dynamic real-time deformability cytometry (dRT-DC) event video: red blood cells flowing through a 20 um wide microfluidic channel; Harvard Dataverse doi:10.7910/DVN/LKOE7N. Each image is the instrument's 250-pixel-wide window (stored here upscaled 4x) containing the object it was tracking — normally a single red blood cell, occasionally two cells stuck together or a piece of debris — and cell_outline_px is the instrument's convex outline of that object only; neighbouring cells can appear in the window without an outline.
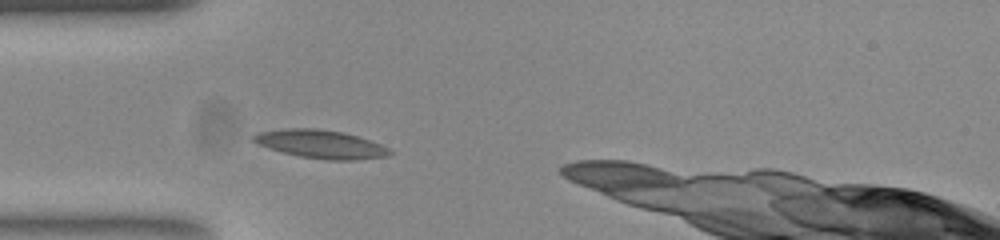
{"species": "common noctule bat (a hibernating species)", "species_latin": "Nyctalus noctula", "temperature_condition": "room temperature", "stored_images_in_passage": 36, "camera_frame_rate_fps": 3000, "um_per_image_px": 0.085, "animal": {"sex": "female", "body_mass_g": 23.0, "forearm_length_mm": 53.4}, "frame": {"image": 1, "passage_image": 1, "time_ms": 0.0, "image_size_px": [1000, 240], "cell_outline_px": [[392, 152], [388, 156], [356, 160], [328, 160], [300, 156], [268, 148], [256, 144], [252, 140], [252, 136], [260, 132], [284, 128], [316, 128], [344, 132], [380, 144], [388, 148]], "centroid_in_image_um": [27.24, 12.25], "position_along_channel_um": 57.8, "area_um2": 22.37}}
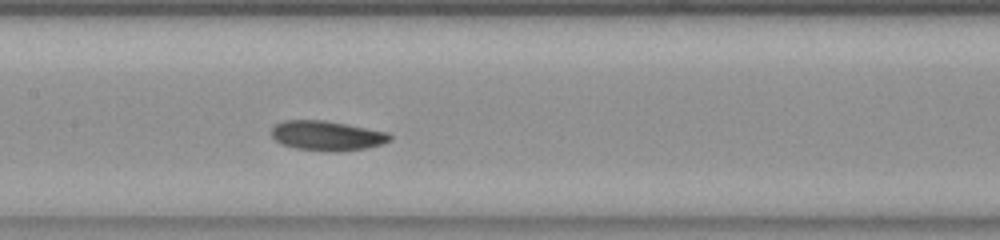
{"frame": {"image": 2, "passage_image": 11, "time_ms": 3.333, "image_size_px": [1000, 240], "cell_outline_px": [[392, 140], [380, 144], [364, 148], [296, 148], [280, 144], [272, 136], [272, 128], [276, 124], [284, 120], [324, 120], [348, 124], [388, 132], [392, 136]], "centroid_in_image_um": [27.77, 11.46], "position_along_channel_um": 179.6, "area_um2": 19.48}}
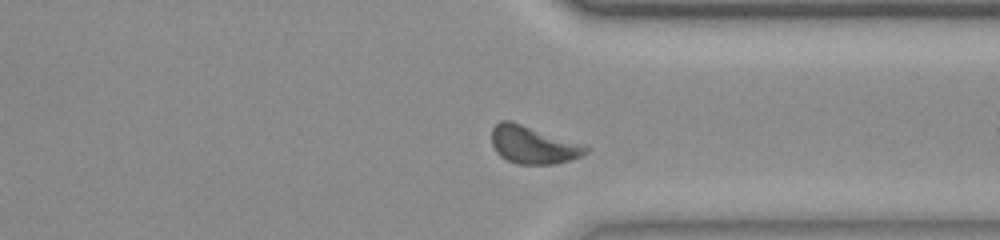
{"frame": {"image": 3, "passage_image": 26, "time_ms": 8.333, "image_size_px": [1000, 240], "cell_outline_px": [[588, 152], [580, 156], [556, 164], [516, 164], [500, 156], [496, 152], [492, 144], [492, 128], [500, 120], [508, 120], [588, 144]], "centroid_in_image_um": [45.35, 12.31], "position_along_channel_um": 366.1, "area_um2": 20.87}, "authors_computed_cell_mechanics": {"area_um2": 19.7387, "velocity_mm_per_s": 3.7407, "shape_relaxation_time_tau1_ms": null, "shape_relaxation_time_tau2_ms": 4.7001, "deformation_change_tau1": null, "deformation_change_tau2": 0.0852}}